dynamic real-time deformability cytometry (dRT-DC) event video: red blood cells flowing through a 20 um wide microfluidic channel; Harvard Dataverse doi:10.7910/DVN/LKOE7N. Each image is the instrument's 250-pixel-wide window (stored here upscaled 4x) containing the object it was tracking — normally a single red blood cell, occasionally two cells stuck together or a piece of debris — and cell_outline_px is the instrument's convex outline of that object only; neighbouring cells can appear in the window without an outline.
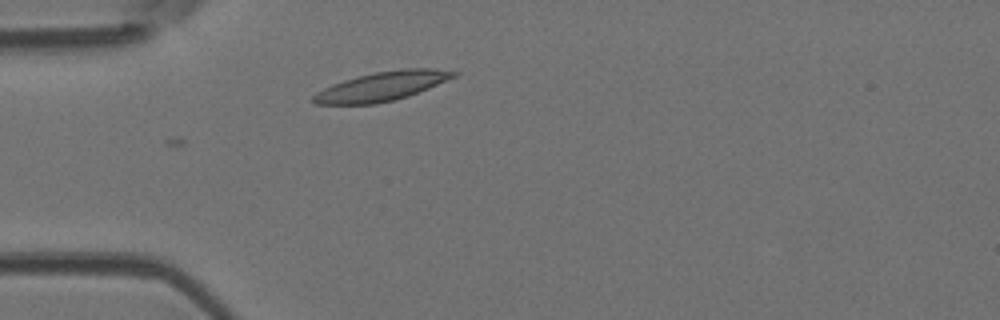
{"species": "Egyptian fruit bat (a non-hibernating species)", "species_latin": "Rousettus aegyptiacus", "temperature_condition": "room temperature", "stored_images_in_passage": 1, "camera_frame_rate_fps": 3000, "um_per_image_px": 0.085, "animal": {"sex": "female"}, "frame": {"image": 1, "passage_image": 1, "time_ms": 0.0, "image_size_px": [1000, 320], "cell_outline_px": [[460, 72], [456, 76], [428, 88], [408, 96], [376, 104], [316, 104], [312, 100], [312, 96], [316, 92], [332, 84], [344, 80], [376, 72], [404, 68], [432, 68]], "centroid_in_image_um": [32.46, 7.33], "position_along_channel_um": 52.5, "area_um2": 23.52}}